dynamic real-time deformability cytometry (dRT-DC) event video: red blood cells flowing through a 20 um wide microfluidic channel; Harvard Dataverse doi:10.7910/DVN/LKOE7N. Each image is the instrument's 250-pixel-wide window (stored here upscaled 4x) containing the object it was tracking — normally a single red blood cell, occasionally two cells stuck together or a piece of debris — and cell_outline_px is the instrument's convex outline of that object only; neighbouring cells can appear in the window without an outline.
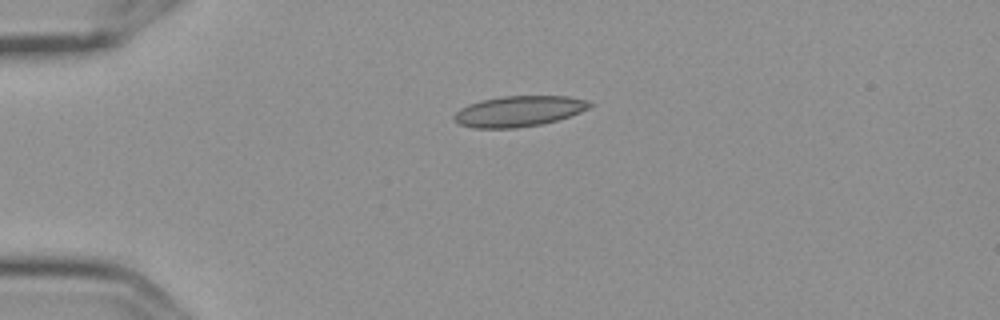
{"species": "Egyptian fruit bat (a non-hibernating species)", "species_latin": "Rousettus aegyptiacus", "temperature_condition": "cold", "stored_images_in_passage": 6, "camera_frame_rate_fps": 3000, "um_per_image_px": 0.085, "frame": {"image": 1, "passage_image": 4, "time_ms": 1.0, "image_size_px": [1000, 320], "cell_outline_px": [[596, 104], [580, 112], [556, 120], [540, 124], [516, 128], [472, 128], [460, 124], [452, 120], [452, 116], [460, 108], [468, 104], [480, 100], [500, 96], [568, 96], [588, 100]], "centroid_in_image_um": [44.07, 9.44], "position_along_channel_um": 40.9, "area_um2": 24.39}}
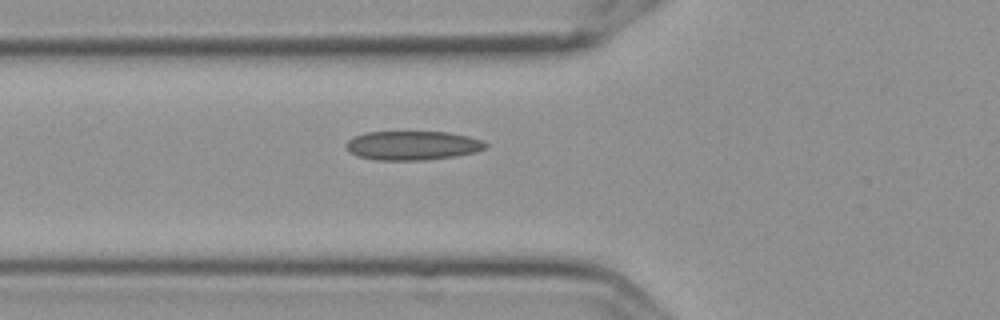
{"frame": {"image": 2, "passage_image": 6, "time_ms": 1.667, "image_size_px": [1000, 320], "cell_outline_px": [[488, 144], [484, 148], [476, 152], [456, 156], [424, 160], [376, 160], [356, 156], [348, 152], [344, 144], [352, 136], [364, 132], [448, 132], [468, 136], [484, 140]], "centroid_in_image_um": [35.02, 12.36], "position_along_channel_um": 90.8, "area_um2": 23.93}}